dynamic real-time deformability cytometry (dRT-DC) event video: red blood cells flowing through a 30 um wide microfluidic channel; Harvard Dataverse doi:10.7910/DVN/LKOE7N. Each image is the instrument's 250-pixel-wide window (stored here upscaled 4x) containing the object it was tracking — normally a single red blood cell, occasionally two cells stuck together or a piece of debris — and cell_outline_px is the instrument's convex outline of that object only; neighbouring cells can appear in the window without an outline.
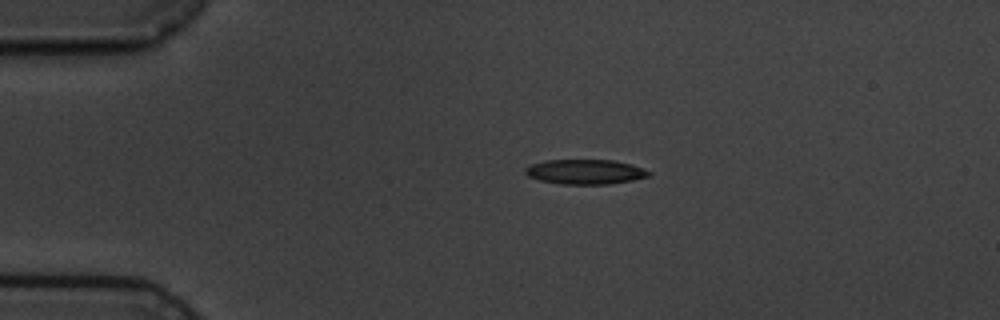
{"species": "common noctule bat (a hibernating species)", "species_latin": "Nyctalus noctula", "temperature_condition": "cold", "stored_images_in_passage": 3, "camera_frame_rate_fps": 3000, "um_per_image_px": 0.085, "animal": {"sex": "male", "body_mass_g": 19.5, "forearm_length_mm": 54.6}, "frame": {"image": 1, "passage_image": 1, "time_ms": 0.0, "image_size_px": [1000, 320], "cell_outline_px": [[652, 176], [632, 180], [608, 184], [560, 184], [540, 180], [528, 176], [524, 172], [524, 168], [532, 164], [544, 160], [612, 160], [632, 164], [652, 172]], "centroid_in_image_um": [49.76, 14.6], "position_along_channel_um": 35.2, "area_um2": 17.92}}
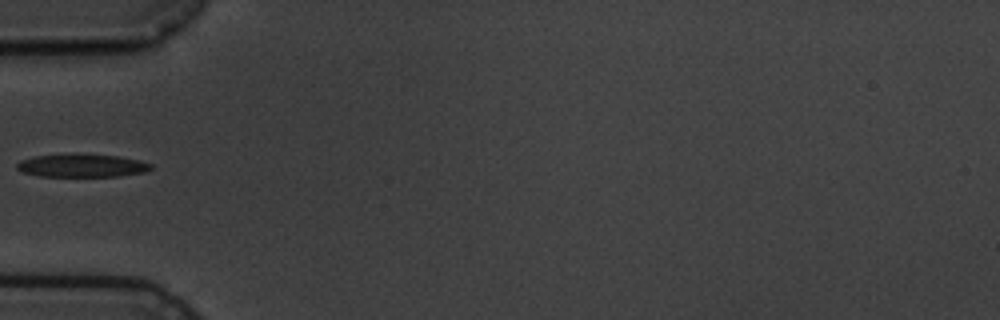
{"frame": {"image": 2, "passage_image": 3, "time_ms": 2.333, "image_size_px": [1000, 320], "cell_outline_px": [[152, 168], [144, 172], [120, 176], [40, 176], [24, 172], [16, 168], [16, 164], [20, 160], [36, 156], [120, 156], [140, 160], [152, 164]], "centroid_in_image_um": [7.01, 14.11], "position_along_channel_um": 78.0, "area_um2": 17.17}}